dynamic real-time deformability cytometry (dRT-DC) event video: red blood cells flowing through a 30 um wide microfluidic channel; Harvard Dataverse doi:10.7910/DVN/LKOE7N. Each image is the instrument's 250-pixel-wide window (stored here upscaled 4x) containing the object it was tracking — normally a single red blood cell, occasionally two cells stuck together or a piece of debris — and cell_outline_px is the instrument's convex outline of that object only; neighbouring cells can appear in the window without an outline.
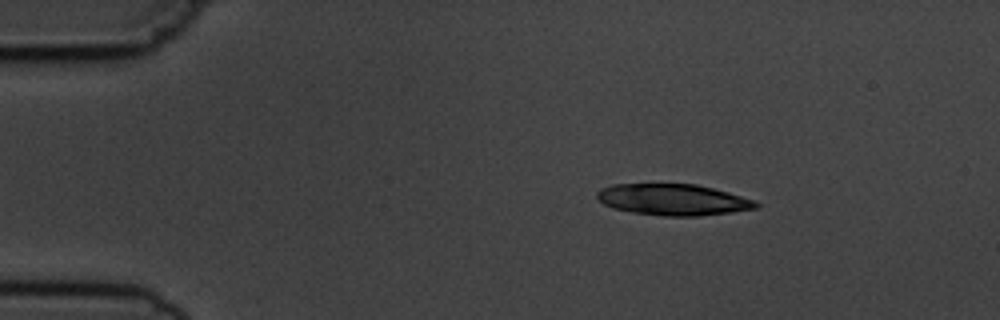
{"species": "common noctule bat (a hibernating species)", "species_latin": "Nyctalus noctula", "temperature_condition": "cold", "stored_images_in_passage": 3, "camera_frame_rate_fps": 3000, "um_per_image_px": 0.085, "animal": {"sex": "male", "body_mass_g": 19.5, "forearm_length_mm": 54.6}, "frame": {"image": 1, "passage_image": 1, "time_ms": 0.0, "image_size_px": [1000, 320], "cell_outline_px": [[760, 208], [732, 212], [700, 216], [664, 216], [632, 212], [612, 208], [604, 204], [596, 196], [596, 192], [600, 188], [612, 184], [696, 184], [728, 192], [756, 200], [760, 204]], "centroid_in_image_um": [57.23, 16.97], "position_along_channel_um": 27.8, "area_um2": 29.19}}